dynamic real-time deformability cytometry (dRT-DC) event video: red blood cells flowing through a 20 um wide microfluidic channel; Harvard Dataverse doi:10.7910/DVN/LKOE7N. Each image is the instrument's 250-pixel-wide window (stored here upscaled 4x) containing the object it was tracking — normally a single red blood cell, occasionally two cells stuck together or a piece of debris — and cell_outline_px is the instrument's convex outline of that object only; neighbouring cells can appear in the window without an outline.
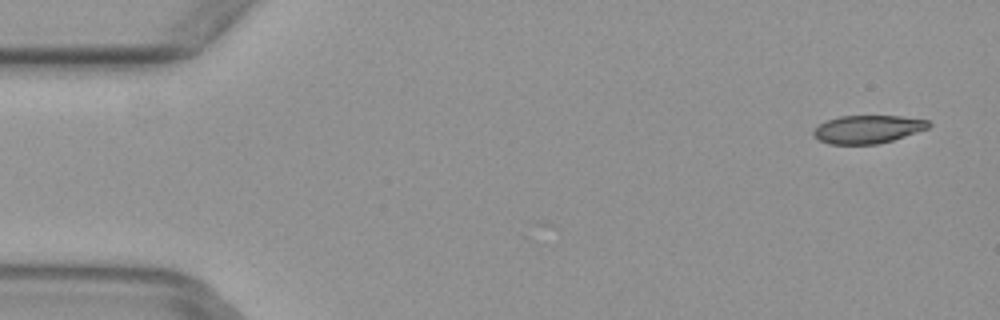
{"species": "common noctule bat (a hibernating species)", "species_latin": "Nyctalus noctula", "temperature_condition": "warm", "stored_images_in_passage": 5, "camera_frame_rate_fps": 3000, "um_per_image_px": 0.085, "animal": {"sex": "female", "body_mass_g": 29.2, "forearm_length_mm": 56.3}, "frame": {"image": 1, "passage_image": 5, "time_ms": 1.333, "image_size_px": [1000, 320], "cell_outline_px": [[932, 124], [928, 128], [892, 140], [876, 144], [828, 144], [812, 136], [812, 132], [820, 124], [828, 120], [840, 116], [900, 116], [928, 120]], "centroid_in_image_um": [73.74, 10.99], "position_along_channel_um": 11.3, "area_um2": 18.67}}